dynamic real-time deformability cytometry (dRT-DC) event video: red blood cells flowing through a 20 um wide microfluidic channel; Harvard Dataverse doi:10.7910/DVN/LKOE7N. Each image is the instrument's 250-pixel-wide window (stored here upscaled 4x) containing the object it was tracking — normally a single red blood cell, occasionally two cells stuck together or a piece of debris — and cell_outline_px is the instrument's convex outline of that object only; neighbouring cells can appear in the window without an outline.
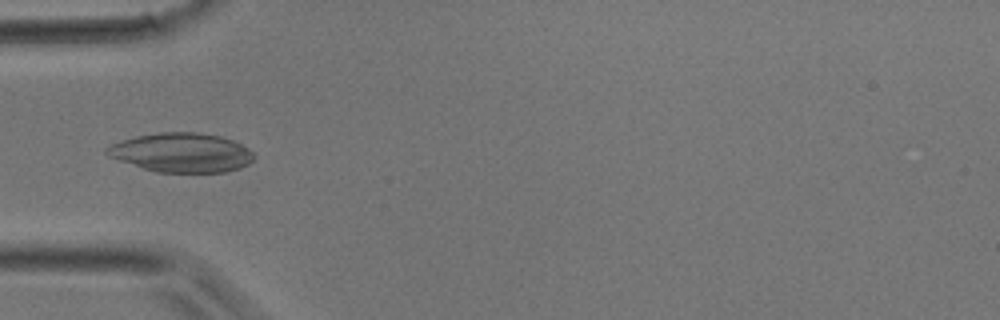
{"species": "common noctule bat (a hibernating species)", "species_latin": "Nyctalus noctula", "temperature_condition": "room temperature", "stored_images_in_passage": 26, "camera_frame_rate_fps": 3000, "um_per_image_px": 0.085, "animal": {"sex": "male", "body_mass_g": 17.9}, "frame": {"image": 1, "passage_image": 3, "time_ms": 0.667, "image_size_px": [1000, 320], "cell_outline_px": [[256, 156], [248, 164], [240, 168], [224, 172], [156, 172], [108, 156], [104, 152], [104, 148], [120, 140], [136, 136], [160, 132], [196, 132], [220, 136], [232, 140], [248, 148]], "centroid_in_image_um": [15.43, 12.96], "position_along_channel_um": 69.6, "area_um2": 33.52}}
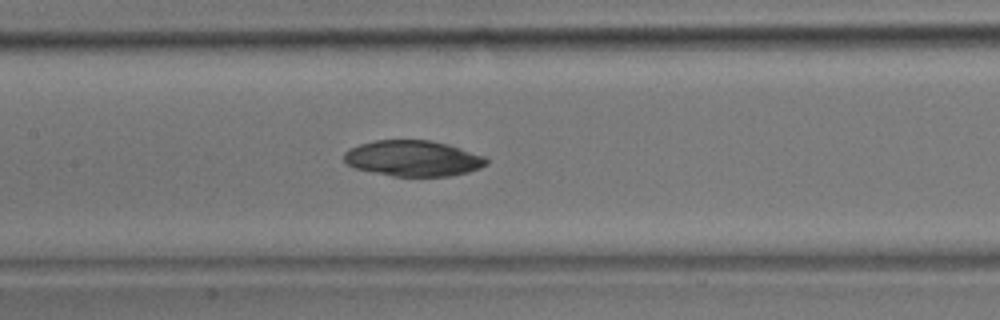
{"frame": {"image": 2, "passage_image": 9, "time_ms": 2.667, "image_size_px": [1000, 320], "cell_outline_px": [[488, 164], [480, 168], [468, 172], [448, 176], [392, 176], [352, 168], [344, 160], [344, 152], [348, 148], [360, 144], [376, 140], [432, 140], [448, 144], [484, 156], [488, 160]], "centroid_in_image_um": [35.09, 13.46], "position_along_channel_um": 172.3, "area_um2": 29.82}}
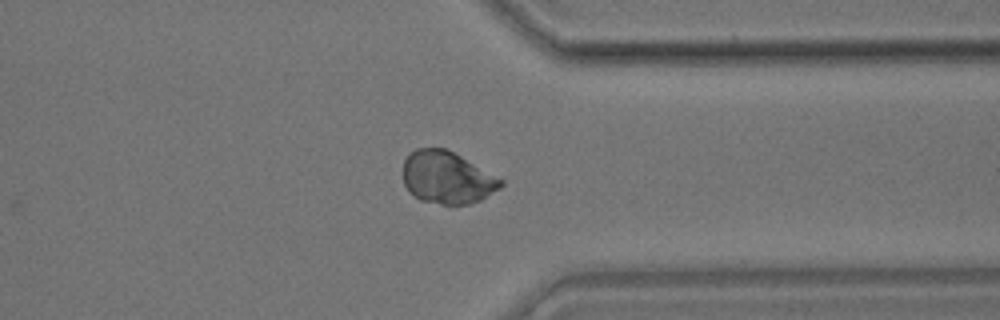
{"frame": {"image": 3, "passage_image": 21, "time_ms": 6.667, "image_size_px": [1000, 320], "cell_outline_px": [[504, 184], [500, 188], [480, 200], [468, 204], [440, 204], [420, 200], [408, 192], [404, 184], [404, 160], [416, 148], [444, 148], [460, 156], [504, 180]], "centroid_in_image_um": [37.99, 15.11], "position_along_channel_um": 373.4, "area_um2": 29.54}}